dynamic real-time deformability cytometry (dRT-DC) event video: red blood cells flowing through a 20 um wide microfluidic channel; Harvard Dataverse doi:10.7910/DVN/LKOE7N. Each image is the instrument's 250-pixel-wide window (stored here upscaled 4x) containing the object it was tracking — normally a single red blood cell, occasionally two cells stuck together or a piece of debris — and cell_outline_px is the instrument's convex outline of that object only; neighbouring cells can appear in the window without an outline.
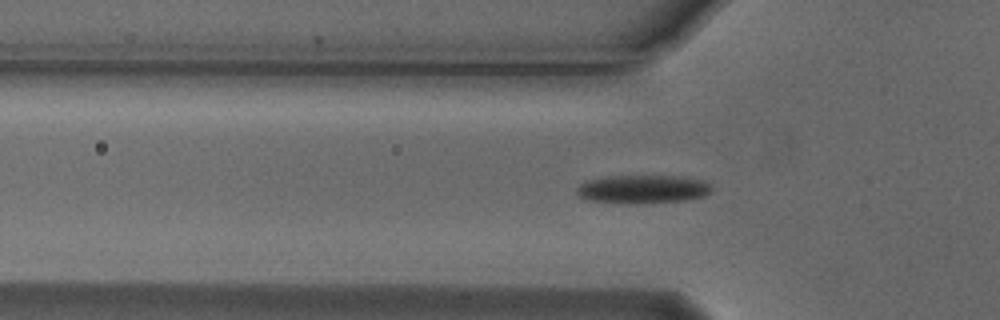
{"species": "Egyptian fruit bat (a non-hibernating species)", "species_latin": "Rousettus aegyptiacus", "temperature_condition": "cold", "stored_images_in_passage": 34, "camera_frame_rate_fps": 3000, "um_per_image_px": 0.085, "animal": {"sex": "male"}, "frame": {"image": 1, "passage_image": 4, "time_ms": 1.0, "image_size_px": [1000, 320], "cell_outline_px": [[712, 192], [704, 196], [688, 200], [636, 204], [624, 204], [584, 200], [576, 192], [576, 188], [584, 180], [604, 176], [680, 176], [704, 180], [712, 188]], "centroid_in_image_um": [54.59, 16.09], "position_along_channel_um": 71.2, "area_um2": 22.89}}
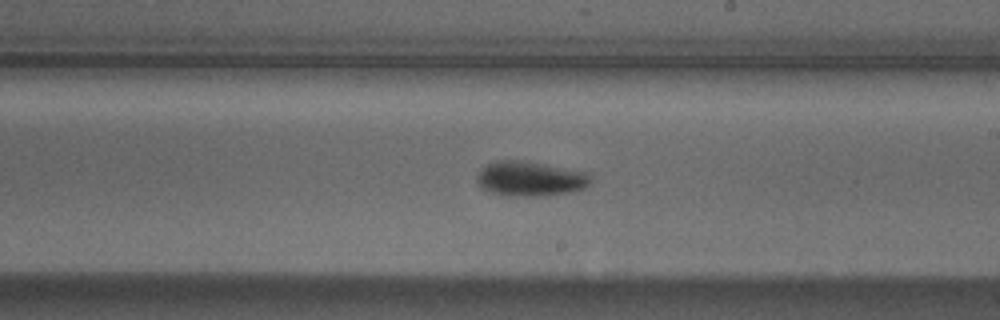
{"frame": {"image": 2, "passage_image": 18, "time_ms": 5.667, "image_size_px": [1000, 320], "cell_outline_px": [[588, 184], [584, 188], [568, 192], [548, 196], [504, 196], [488, 192], [480, 188], [476, 180], [476, 176], [480, 168], [496, 160], [520, 160], [588, 172]], "centroid_in_image_um": [44.97, 15.21], "position_along_channel_um": 244.0, "area_um2": 23.18}}
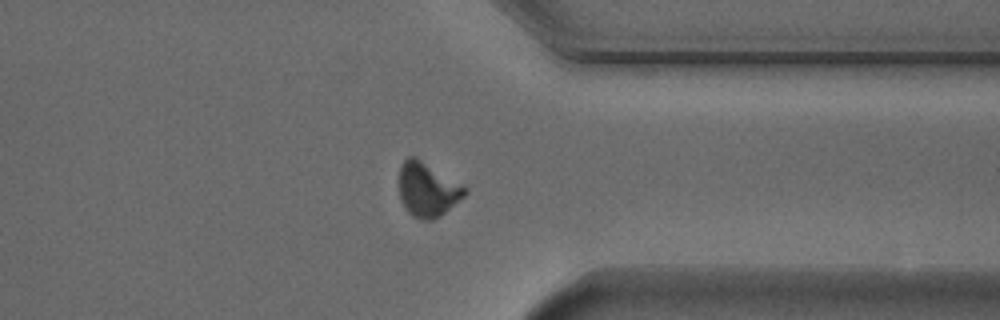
{"frame": {"image": 3, "passage_image": 29, "time_ms": 9.333, "image_size_px": [1000, 320], "cell_outline_px": [[468, 192], [464, 196], [440, 216], [432, 220], [424, 220], [412, 216], [404, 208], [400, 200], [400, 164], [408, 156], [416, 156], [464, 184], [468, 188]], "centroid_in_image_um": [36.35, 16.09], "position_along_channel_um": 375.0, "area_um2": 21.1}, "authors_computed_cell_mechanics": {"area_um2": 21.6461, "velocity_mm_per_s": 3.704, "shape_relaxation_time_tau1_ms": 1.9896, "shape_relaxation_time_tau2_ms": null, "deformation_change_tau1": 0.0928, "deformation_change_tau2": null}}